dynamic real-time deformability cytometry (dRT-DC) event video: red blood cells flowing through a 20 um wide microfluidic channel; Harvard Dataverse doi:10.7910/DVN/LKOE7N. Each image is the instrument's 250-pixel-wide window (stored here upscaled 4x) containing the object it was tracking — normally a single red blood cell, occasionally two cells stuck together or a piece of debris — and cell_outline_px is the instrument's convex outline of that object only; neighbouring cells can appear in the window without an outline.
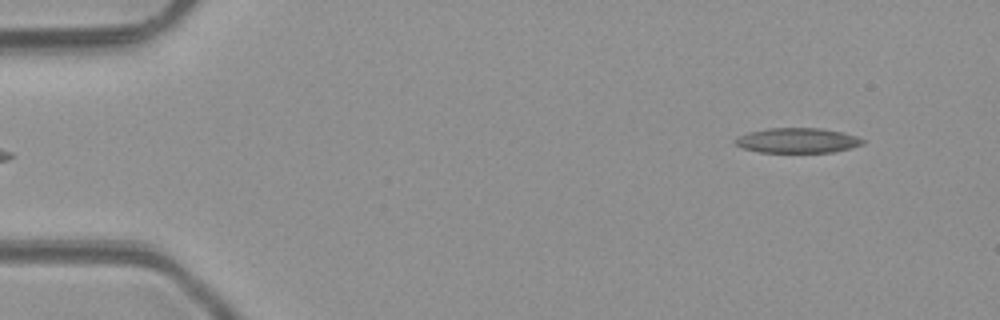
{"species": "common noctule bat (a hibernating species)", "species_latin": "Nyctalus noctula", "temperature_condition": "room temperature", "stored_images_in_passage": 4, "camera_frame_rate_fps": 3000, "um_per_image_px": 0.085, "animal": {"sex": "male", "body_mass_g": 23.1, "forearm_length_mm": 52.7}, "frame": {"image": 1, "passage_image": 4, "time_ms": 3.333, "image_size_px": [1000, 320], "cell_outline_px": [[864, 144], [832, 152], [760, 152], [744, 148], [736, 144], [732, 140], [736, 136], [748, 132], [768, 128], [820, 128], [840, 132], [856, 136], [864, 140]], "centroid_in_image_um": [67.73, 11.93], "position_along_channel_um": 17.3, "area_um2": 18.44}}